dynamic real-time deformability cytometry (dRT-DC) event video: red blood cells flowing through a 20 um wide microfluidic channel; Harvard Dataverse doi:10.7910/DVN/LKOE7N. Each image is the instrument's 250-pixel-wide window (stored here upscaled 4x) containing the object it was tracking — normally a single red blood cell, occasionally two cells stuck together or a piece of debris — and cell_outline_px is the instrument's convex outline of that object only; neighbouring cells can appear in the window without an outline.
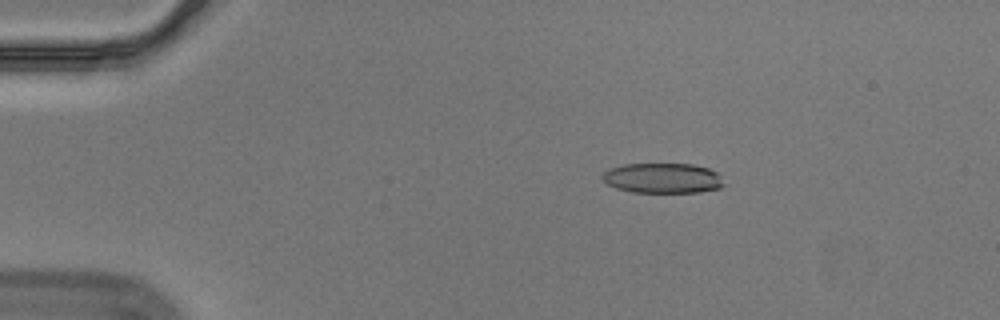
{"species": "Egyptian fruit bat (a non-hibernating species)", "species_latin": "Rousettus aegyptiacus", "temperature_condition": "cold", "stored_images_in_passage": 58, "camera_frame_rate_fps": 3000, "um_per_image_px": 0.085, "animal": {"sex": "male"}, "frame": {"image": 1, "passage_image": 11, "time_ms": 3.333, "image_size_px": [1000, 320], "cell_outline_px": [[724, 184], [720, 188], [700, 192], [632, 192], [616, 188], [608, 184], [600, 176], [608, 168], [624, 164], [692, 164], [708, 168], [716, 172], [720, 176]], "centroid_in_image_um": [56.31, 15.14], "position_along_channel_um": 28.7, "area_um2": 21.33}}
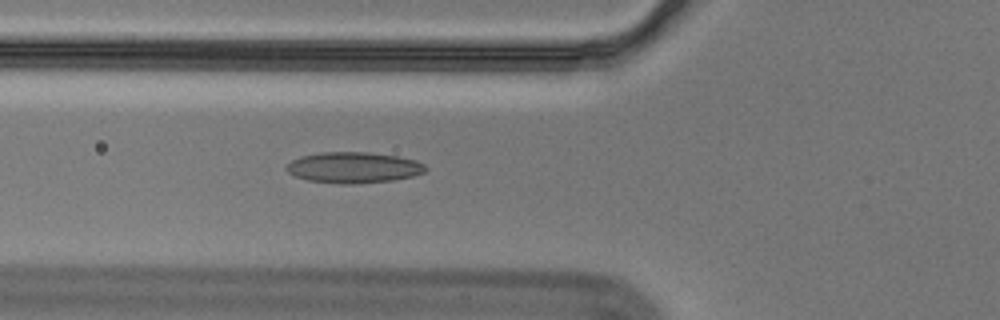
{"frame": {"image": 2, "passage_image": 22, "time_ms": 7.0, "image_size_px": [1000, 320], "cell_outline_px": [[428, 168], [424, 172], [412, 176], [392, 180], [352, 184], [340, 184], [308, 180], [296, 176], [288, 172], [288, 164], [292, 160], [300, 156], [320, 152], [368, 152], [396, 156], [416, 160], [424, 164]], "centroid_in_image_um": [30.07, 14.23], "position_along_channel_um": 95.7, "area_um2": 24.91}}
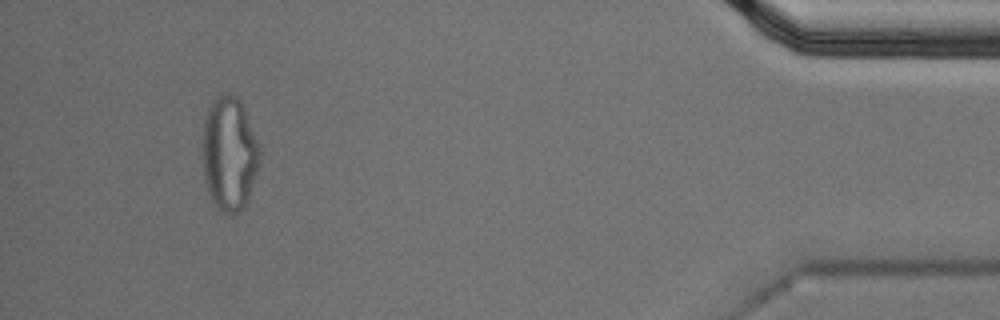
{"frame": {"image": 3, "passage_image": 54, "time_ms": 17.667, "image_size_px": [1000, 320], "cell_outline_px": [[260, 164], [248, 200], [244, 208], [240, 212], [232, 216], [228, 216], [216, 208], [208, 192], [204, 176], [204, 120], [208, 108], [216, 96], [224, 92], [228, 92], [236, 96], [240, 100], [260, 148]], "centroid_in_image_um": [19.51, 13.12], "position_along_channel_um": 415.7, "area_um2": 38.15}, "authors_computed_cell_mechanics": {"area_um2": 23.4668, "velocity_mm_per_s": 3.5565, "shape_relaxation_time_tau1_ms": null, "shape_relaxation_time_tau2_ms": 2.4398, "deformation_change_tau1": null, "deformation_change_tau2": 0.1049}}